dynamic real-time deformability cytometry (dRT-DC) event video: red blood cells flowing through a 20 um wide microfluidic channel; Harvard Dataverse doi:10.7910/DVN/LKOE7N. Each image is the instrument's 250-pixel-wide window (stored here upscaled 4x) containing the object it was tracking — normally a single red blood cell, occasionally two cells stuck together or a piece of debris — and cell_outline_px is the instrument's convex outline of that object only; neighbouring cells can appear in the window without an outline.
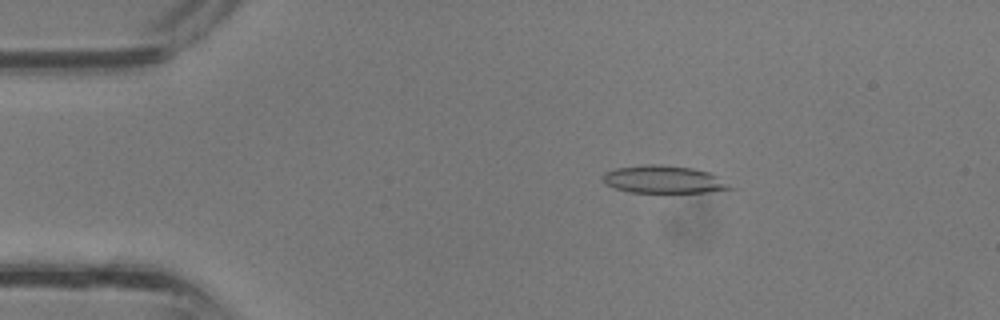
{"species": "common noctule bat (a hibernating species)", "species_latin": "Nyctalus noctula", "temperature_condition": "room temperature", "stored_images_in_passage": 35, "camera_frame_rate_fps": 3000, "um_per_image_px": 0.085, "animal": {"sex": "male", "body_mass_g": 13.3}, "frame": {"image": 1, "passage_image": 5, "time_ms": 1.333, "image_size_px": [1000, 320], "cell_outline_px": [[736, 188], [708, 192], [628, 192], [616, 188], [608, 184], [604, 180], [604, 172], [616, 168], [648, 164], [656, 164], [692, 168], [712, 172]], "centroid_in_image_um": [56.48, 15.25], "position_along_channel_um": 28.5, "area_um2": 20.35}}
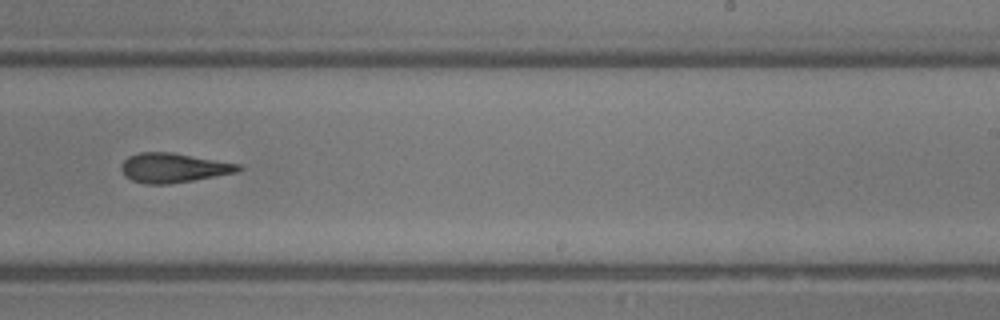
{"frame": {"image": 2, "passage_image": 21, "time_ms": 6.667, "image_size_px": [1000, 320], "cell_outline_px": [[244, 168], [240, 172], [168, 184], [144, 184], [132, 180], [124, 176], [120, 168], [120, 164], [128, 156], [140, 152], [172, 152], [240, 164]], "centroid_in_image_um": [14.74, 14.26], "position_along_channel_um": 274.3, "area_um2": 20.29}}
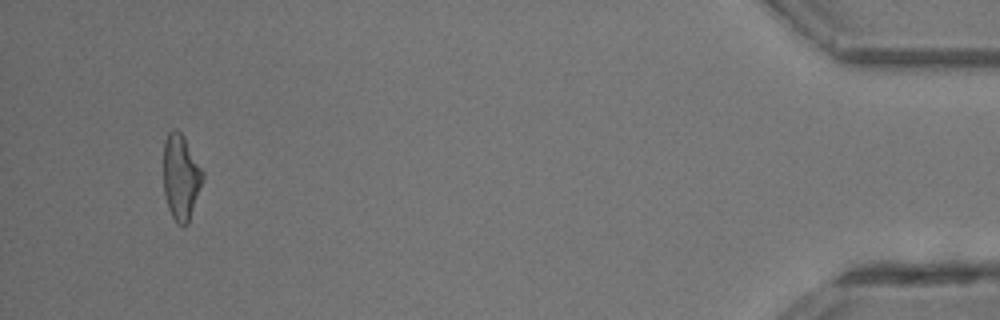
{"frame": {"image": 3, "passage_image": 33, "time_ms": 10.667, "image_size_px": [1000, 320], "cell_outline_px": [[204, 176], [188, 224], [176, 224], [168, 208], [164, 192], [164, 144], [168, 132], [172, 128], [176, 128], [184, 136], [204, 172]], "centroid_in_image_um": [15.37, 15.03], "position_along_channel_um": 419.8, "area_um2": 19.48}}